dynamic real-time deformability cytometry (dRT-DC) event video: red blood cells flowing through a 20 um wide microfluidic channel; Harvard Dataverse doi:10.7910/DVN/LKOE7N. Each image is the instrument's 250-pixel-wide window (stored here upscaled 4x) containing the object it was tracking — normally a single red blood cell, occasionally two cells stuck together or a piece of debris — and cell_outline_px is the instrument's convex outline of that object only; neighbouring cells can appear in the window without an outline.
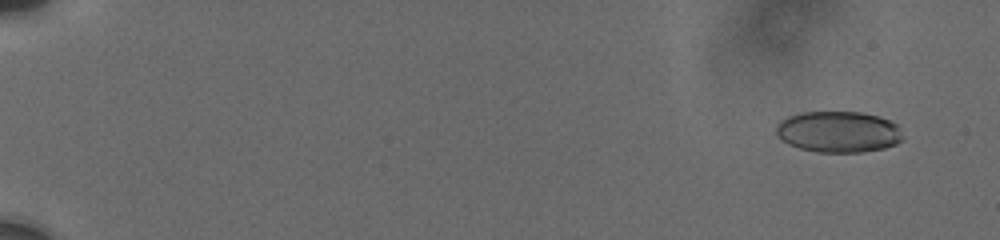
{"species": "human", "species_latin": "Homo sapiens", "temperature_condition": "cold", "stored_images_in_passage": 47, "camera_frame_rate_fps": 3000, "um_per_image_px": 0.085, "donor": {"sex": "male"}, "frame": {"image": 1, "passage_image": 7, "time_ms": 1.333, "image_size_px": [1000, 240], "cell_outline_px": [[900, 140], [896, 144], [884, 148], [864, 152], [816, 152], [800, 148], [788, 144], [780, 140], [776, 132], [776, 124], [780, 120], [788, 116], [800, 112], [864, 112], [888, 120], [896, 124], [900, 136]], "centroid_in_image_um": [71.19, 11.2], "position_along_channel_um": 13.8, "area_um2": 30.35}}
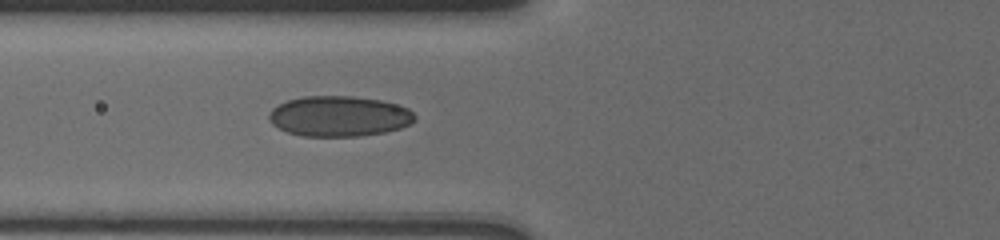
{"frame": {"image": 2, "passage_image": 37, "time_ms": 8.333, "image_size_px": [1000, 240], "cell_outline_px": [[416, 120], [400, 128], [384, 132], [360, 136], [304, 136], [288, 132], [272, 124], [268, 120], [268, 112], [276, 104], [288, 100], [304, 96], [352, 96], [380, 100], [396, 104], [408, 108], [416, 116]], "centroid_in_image_um": [28.8, 9.87], "position_along_channel_um": 97.0, "area_um2": 34.45}}
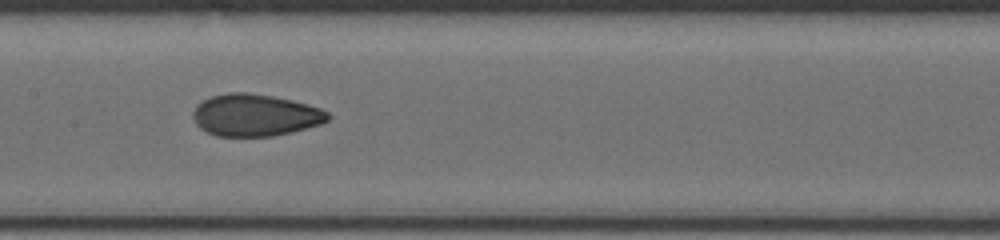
{"frame": {"image": 3, "passage_image": 46, "time_ms": 10.667, "image_size_px": [1000, 240], "cell_outline_px": [[332, 116], [328, 120], [320, 124], [292, 132], [272, 136], [216, 136], [200, 128], [196, 124], [192, 116], [192, 112], [196, 104], [212, 96], [228, 92], [248, 92], [272, 96], [292, 100], [308, 104], [320, 108], [328, 112]], "centroid_in_image_um": [21.68, 9.78], "position_along_channel_um": 185.7, "area_um2": 33.18}}